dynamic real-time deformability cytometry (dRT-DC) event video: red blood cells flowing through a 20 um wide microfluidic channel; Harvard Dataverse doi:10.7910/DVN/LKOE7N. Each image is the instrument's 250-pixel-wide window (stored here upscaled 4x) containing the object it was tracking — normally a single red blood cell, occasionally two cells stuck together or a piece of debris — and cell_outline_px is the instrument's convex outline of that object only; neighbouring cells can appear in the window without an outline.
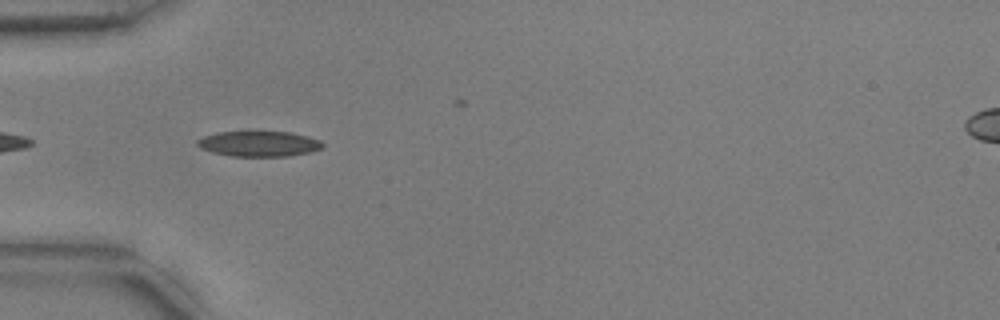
{"species": "common noctule bat (a hibernating species)", "species_latin": "Nyctalus noctula", "temperature_condition": "warm", "stored_images_in_passage": 24, "camera_frame_rate_fps": 3000, "um_per_image_px": 0.085, "animal": {"sex": "male", "body_mass_g": 17.9, "forearm_length_mm": 54.2}, "frame": {"image": 1, "passage_image": 4, "time_ms": 1.0, "image_size_px": [1000, 320], "cell_outline_px": [[324, 144], [320, 148], [308, 152], [288, 156], [232, 156], [212, 152], [200, 148], [196, 144], [196, 140], [204, 136], [220, 132], [292, 132], [308, 136], [320, 140]], "centroid_in_image_um": [21.99, 12.22], "position_along_channel_um": 63.0, "area_um2": 18.38}}
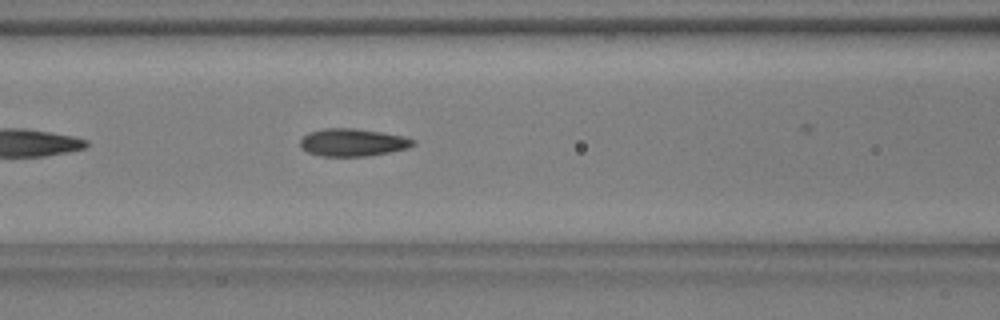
{"frame": {"image": 2, "passage_image": 10, "time_ms": 3.0, "image_size_px": [1000, 320], "cell_outline_px": [[416, 144], [408, 148], [368, 156], [320, 156], [308, 152], [300, 148], [300, 140], [308, 132], [324, 128], [356, 128], [404, 136], [416, 140]], "centroid_in_image_um": [29.97, 12.1], "position_along_channel_um": 136.6, "area_um2": 18.26}}
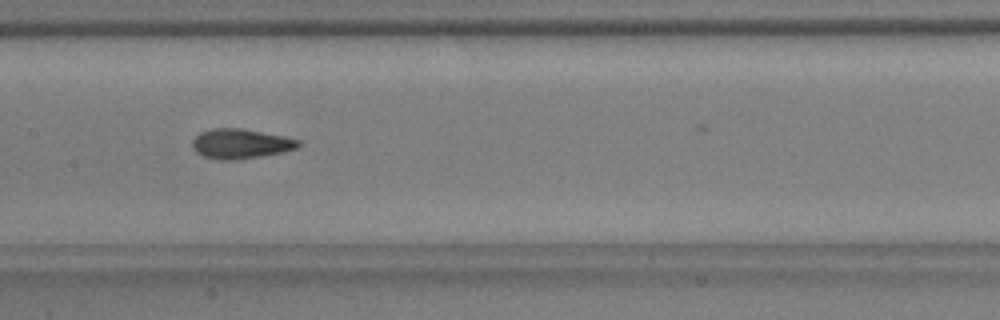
{"frame": {"image": 3, "passage_image": 14, "time_ms": 4.333, "image_size_px": [1000, 320], "cell_outline_px": [[300, 144], [296, 148], [284, 152], [236, 160], [216, 160], [204, 156], [196, 152], [192, 148], [192, 140], [200, 132], [212, 128], [240, 128], [284, 136], [300, 140]], "centroid_in_image_um": [20.43, 12.22], "position_along_channel_um": 187.0, "area_um2": 18.44}}